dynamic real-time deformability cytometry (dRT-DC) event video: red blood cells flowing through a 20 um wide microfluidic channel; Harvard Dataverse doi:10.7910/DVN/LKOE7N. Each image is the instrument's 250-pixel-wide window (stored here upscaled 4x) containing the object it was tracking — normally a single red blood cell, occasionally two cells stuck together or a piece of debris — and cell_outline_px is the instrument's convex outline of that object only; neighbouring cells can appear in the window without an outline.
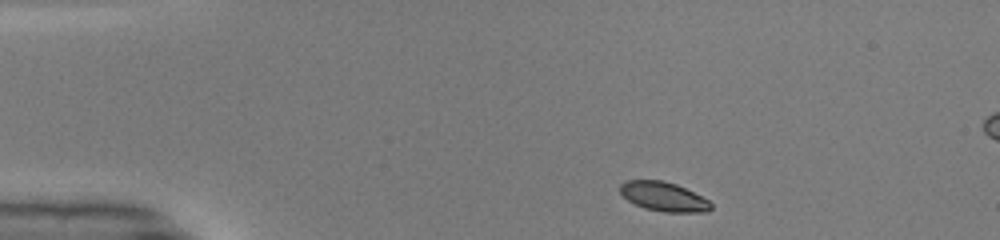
{"species": "common noctule bat (a hibernating species)", "species_latin": "Nyctalus noctula", "temperature_condition": "warm", "stored_images_in_passage": 43, "segment_of_instrument_passage": [1, 2], "camera_frame_rate_fps": 3000, "um_per_image_px": 0.085, "animal": {"sex": "male", "body_mass_g": 19.0, "forearm_length_mm": 50.8}, "frame": {"image": 1, "passage_image": 1, "time_ms": 0.0, "image_size_px": [1000, 240], "cell_outline_px": [[712, 208], [704, 212], [668, 212], [644, 208], [628, 200], [620, 192], [620, 184], [628, 180], [660, 180], [676, 184], [708, 200], [712, 204]], "centroid_in_image_um": [56.4, 16.71], "position_along_channel_um": 28.6, "area_um2": 15.2}}
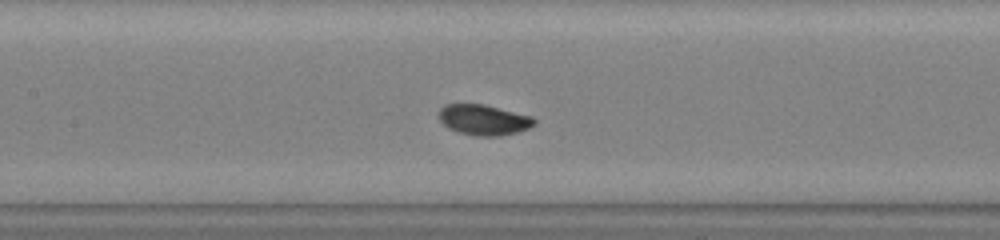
{"frame": {"image": 2, "passage_image": 16, "time_ms": 5.0, "image_size_px": [1000, 240], "cell_outline_px": [[536, 124], [528, 128], [516, 132], [500, 136], [476, 136], [460, 132], [448, 128], [440, 120], [440, 108], [444, 104], [484, 104], [532, 116], [536, 120]], "centroid_in_image_um": [41.13, 10.18], "position_along_channel_um": 166.3, "area_um2": 16.88}}
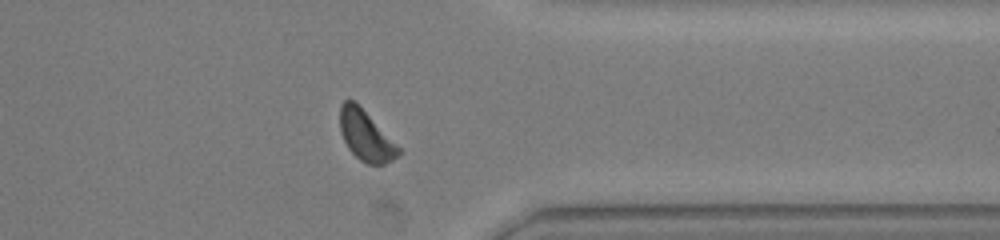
{"frame": {"image": 3, "passage_image": 32, "time_ms": 10.333, "image_size_px": [1000, 240], "cell_outline_px": [[400, 152], [392, 160], [384, 164], [368, 164], [360, 160], [348, 148], [340, 132], [340, 104], [344, 100], [356, 100], [400, 148]], "centroid_in_image_um": [31.07, 11.49], "position_along_channel_um": 380.3, "area_um2": 17.11}}